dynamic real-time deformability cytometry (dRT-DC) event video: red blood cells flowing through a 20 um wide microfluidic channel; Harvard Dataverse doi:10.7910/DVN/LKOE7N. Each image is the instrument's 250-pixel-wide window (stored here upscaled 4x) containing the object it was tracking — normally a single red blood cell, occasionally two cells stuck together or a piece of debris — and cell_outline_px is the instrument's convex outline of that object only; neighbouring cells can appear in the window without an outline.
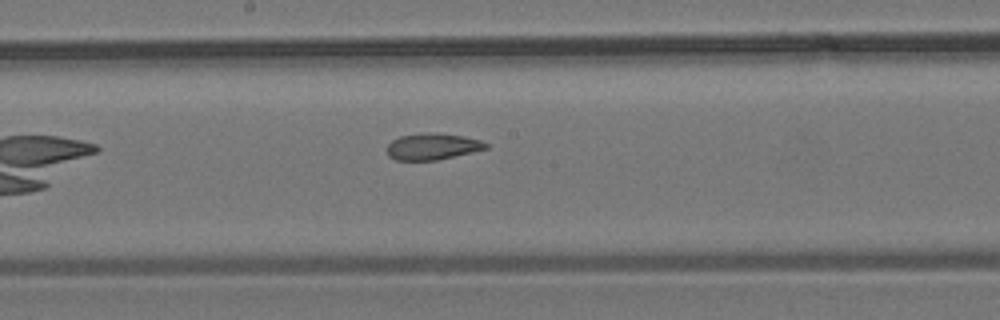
{"species": "common noctule bat (a hibernating species)", "species_latin": "Nyctalus noctula", "temperature_condition": "room temperature", "stored_images_in_passage": 9, "camera_frame_rate_fps": 3000, "um_per_image_px": 0.085, "animal": {"sex": "male", "body_mass_g": 19.2, "forearm_length_mm": 51.8}, "frame": {"image": 1, "passage_image": 9, "time_ms": 9.333, "image_size_px": [1000, 320], "cell_outline_px": [[488, 148], [472, 152], [436, 160], [396, 160], [388, 156], [384, 148], [392, 140], [400, 136], [424, 132], [436, 132], [464, 136], [480, 140], [488, 144]], "centroid_in_image_um": [36.71, 12.44], "position_along_channel_um": 211.5, "area_um2": 15.43}}